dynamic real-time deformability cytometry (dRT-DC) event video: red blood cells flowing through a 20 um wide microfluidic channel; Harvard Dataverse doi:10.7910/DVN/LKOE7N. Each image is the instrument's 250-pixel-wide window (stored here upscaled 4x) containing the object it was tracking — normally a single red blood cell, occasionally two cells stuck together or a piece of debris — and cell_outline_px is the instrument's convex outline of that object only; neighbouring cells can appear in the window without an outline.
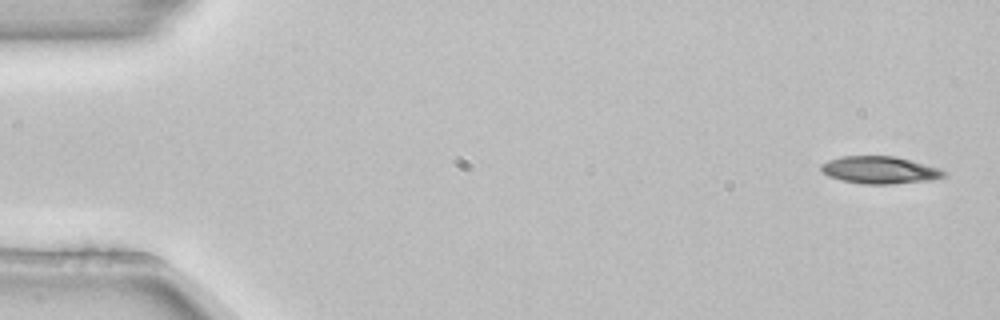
{"species": "common noctule bat (a hibernating species)", "species_latin": "Nyctalus noctula", "temperature_condition": "room temperature", "stored_images_in_passage": 4, "camera_frame_rate_fps": 3000, "um_per_image_px": 0.085, "animal": {"sex": "female", "body_mass_g": 22.7, "forearm_length_mm": 54.2}, "frame": {"image": 1, "passage_image": 1, "time_ms": 0.0, "image_size_px": [1000, 320], "cell_outline_px": [[948, 172], [944, 176], [932, 180], [892, 184], [864, 184], [844, 180], [828, 176], [820, 172], [820, 164], [828, 160], [840, 156], [896, 156], [940, 168]], "centroid_in_image_um": [74.77, 14.44], "position_along_channel_um": 10.2, "area_um2": 19.71}}
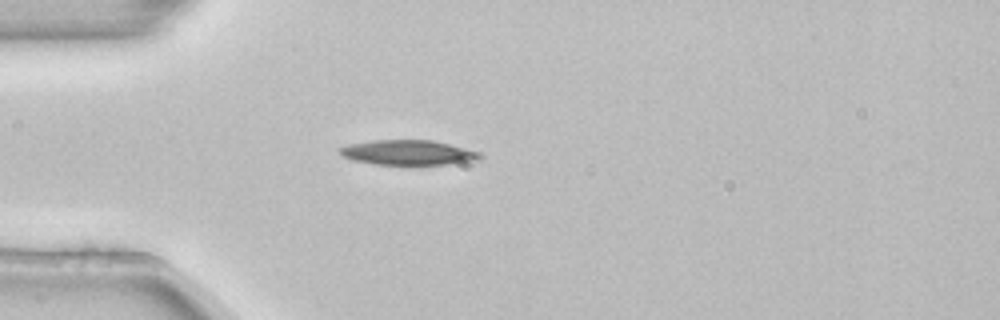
{"frame": {"image": 2, "passage_image": 4, "time_ms": 1.0, "image_size_px": [1000, 320], "cell_outline_px": [[484, 156], [476, 160], [444, 164], [376, 164], [352, 160], [344, 156], [336, 148], [348, 144], [372, 140], [432, 140], [480, 152]], "centroid_in_image_um": [34.64, 12.95], "position_along_channel_um": 50.4, "area_um2": 20.11}}